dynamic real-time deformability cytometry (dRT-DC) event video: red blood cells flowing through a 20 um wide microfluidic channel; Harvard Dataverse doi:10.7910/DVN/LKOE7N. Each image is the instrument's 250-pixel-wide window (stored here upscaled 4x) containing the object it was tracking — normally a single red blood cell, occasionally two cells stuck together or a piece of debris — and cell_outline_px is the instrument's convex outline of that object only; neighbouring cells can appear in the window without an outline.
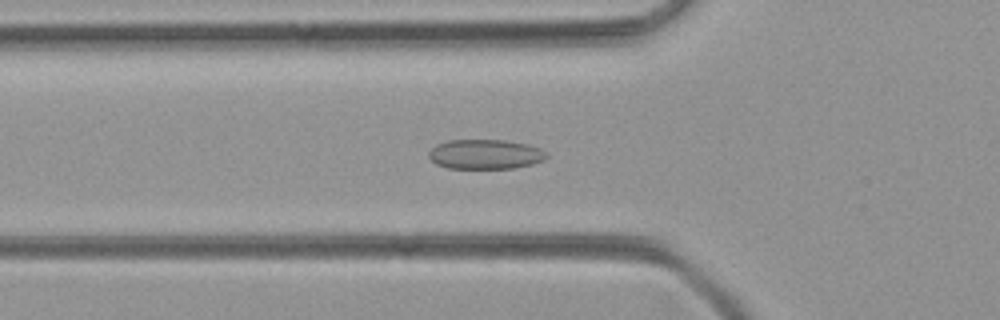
{"species": "common noctule bat (a hibernating species)", "species_latin": "Nyctalus noctula", "temperature_condition": "room temperature", "stored_images_in_passage": 50, "camera_frame_rate_fps": 3000, "um_per_image_px": 0.085, "animal": {"sex": "female", "body_mass_g": 21.9}, "frame": {"image": 1, "passage_image": 17, "time_ms": 5.333, "image_size_px": [1000, 320], "cell_outline_px": [[548, 156], [544, 160], [532, 164], [512, 168], [448, 168], [436, 164], [428, 156], [428, 152], [436, 144], [448, 140], [504, 140], [528, 144], [540, 148], [548, 152]], "centroid_in_image_um": [41.26, 13.1], "position_along_channel_um": 84.5, "area_um2": 20.46}}
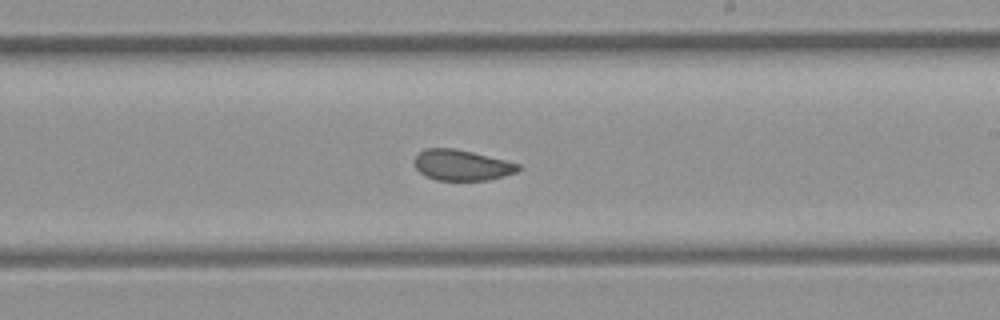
{"frame": {"image": 2, "passage_image": 29, "time_ms": 9.333, "image_size_px": [1000, 320], "cell_outline_px": [[520, 168], [516, 172], [504, 176], [488, 180], [436, 180], [420, 172], [416, 168], [412, 160], [424, 148], [452, 148], [472, 152], [520, 164]], "centroid_in_image_um": [39.23, 14.03], "position_along_channel_um": 249.8, "area_um2": 18.44}}
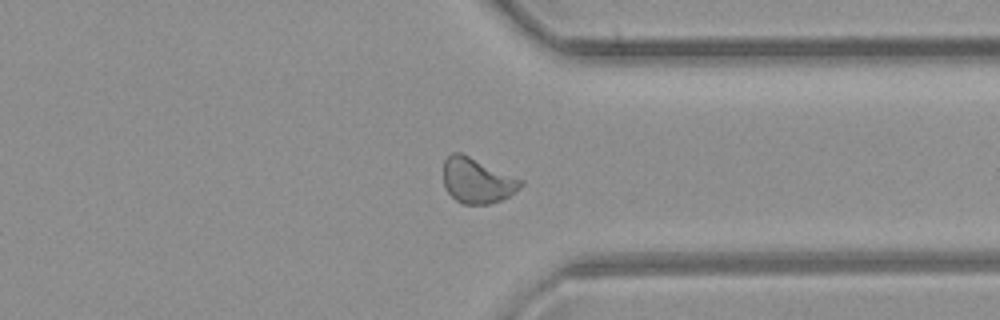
{"frame": {"image": 3, "passage_image": 38, "time_ms": 12.333, "image_size_px": [1000, 320], "cell_outline_px": [[524, 184], [520, 188], [508, 196], [500, 200], [488, 204], [464, 204], [456, 200], [444, 188], [444, 160], [452, 152], [460, 152], [524, 180]], "centroid_in_image_um": [40.55, 15.34], "position_along_channel_um": 370.8, "area_um2": 20.29}}